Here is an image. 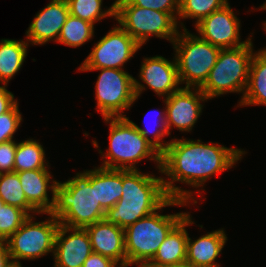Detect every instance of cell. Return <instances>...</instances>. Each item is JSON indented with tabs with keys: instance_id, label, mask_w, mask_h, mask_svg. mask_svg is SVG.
<instances>
[{
	"instance_id": "16",
	"label": "cell",
	"mask_w": 266,
	"mask_h": 267,
	"mask_svg": "<svg viewBox=\"0 0 266 267\" xmlns=\"http://www.w3.org/2000/svg\"><path fill=\"white\" fill-rule=\"evenodd\" d=\"M66 0H51L46 7L38 11L26 30V41L32 45H44L59 39L61 28L69 15Z\"/></svg>"
},
{
	"instance_id": "17",
	"label": "cell",
	"mask_w": 266,
	"mask_h": 267,
	"mask_svg": "<svg viewBox=\"0 0 266 267\" xmlns=\"http://www.w3.org/2000/svg\"><path fill=\"white\" fill-rule=\"evenodd\" d=\"M89 234L92 251L126 267L125 232L105 219L85 227Z\"/></svg>"
},
{
	"instance_id": "14",
	"label": "cell",
	"mask_w": 266,
	"mask_h": 267,
	"mask_svg": "<svg viewBox=\"0 0 266 267\" xmlns=\"http://www.w3.org/2000/svg\"><path fill=\"white\" fill-rule=\"evenodd\" d=\"M208 101L199 88L181 87L163 99L166 106V127L168 134L176 128L180 132H191L198 121L204 105Z\"/></svg>"
},
{
	"instance_id": "21",
	"label": "cell",
	"mask_w": 266,
	"mask_h": 267,
	"mask_svg": "<svg viewBox=\"0 0 266 267\" xmlns=\"http://www.w3.org/2000/svg\"><path fill=\"white\" fill-rule=\"evenodd\" d=\"M237 107L266 106V47L255 51L249 67L248 83Z\"/></svg>"
},
{
	"instance_id": "15",
	"label": "cell",
	"mask_w": 266,
	"mask_h": 267,
	"mask_svg": "<svg viewBox=\"0 0 266 267\" xmlns=\"http://www.w3.org/2000/svg\"><path fill=\"white\" fill-rule=\"evenodd\" d=\"M91 253V241L85 228L59 225L55 236L54 267H82Z\"/></svg>"
},
{
	"instance_id": "29",
	"label": "cell",
	"mask_w": 266,
	"mask_h": 267,
	"mask_svg": "<svg viewBox=\"0 0 266 267\" xmlns=\"http://www.w3.org/2000/svg\"><path fill=\"white\" fill-rule=\"evenodd\" d=\"M155 112H156V110L154 111V113ZM157 112L156 113L158 115L156 117L157 119L156 120L154 119L155 121H154V127H153L154 129L153 130H152V128L150 130V128H149L150 126L146 127V128L145 127L142 128V127H139L138 125H136V123H134L132 120H130V121L134 124V126L142 134V136L149 143H151L160 153H162L170 143V141L165 142L163 140L164 137H166L167 135L169 136L168 130L166 127V106L163 110H161V111L157 110ZM148 115H146V116H148ZM146 119H147V117H146ZM144 125H146V123ZM150 135L152 136L151 138H150Z\"/></svg>"
},
{
	"instance_id": "27",
	"label": "cell",
	"mask_w": 266,
	"mask_h": 267,
	"mask_svg": "<svg viewBox=\"0 0 266 267\" xmlns=\"http://www.w3.org/2000/svg\"><path fill=\"white\" fill-rule=\"evenodd\" d=\"M228 0H179L178 25L186 29L180 19L196 20L194 26L202 19L209 16L228 4ZM181 25V26H180Z\"/></svg>"
},
{
	"instance_id": "13",
	"label": "cell",
	"mask_w": 266,
	"mask_h": 267,
	"mask_svg": "<svg viewBox=\"0 0 266 267\" xmlns=\"http://www.w3.org/2000/svg\"><path fill=\"white\" fill-rule=\"evenodd\" d=\"M241 21L235 15L230 3L214 11L195 25L197 35L221 49L236 48L244 45L249 37L242 41Z\"/></svg>"
},
{
	"instance_id": "33",
	"label": "cell",
	"mask_w": 266,
	"mask_h": 267,
	"mask_svg": "<svg viewBox=\"0 0 266 267\" xmlns=\"http://www.w3.org/2000/svg\"><path fill=\"white\" fill-rule=\"evenodd\" d=\"M17 142L14 140L0 143V174L14 171V157Z\"/></svg>"
},
{
	"instance_id": "4",
	"label": "cell",
	"mask_w": 266,
	"mask_h": 267,
	"mask_svg": "<svg viewBox=\"0 0 266 267\" xmlns=\"http://www.w3.org/2000/svg\"><path fill=\"white\" fill-rule=\"evenodd\" d=\"M189 202L169 198L158 210L124 229L126 267H145L154 257L170 231L189 213L161 214L163 208L189 206Z\"/></svg>"
},
{
	"instance_id": "20",
	"label": "cell",
	"mask_w": 266,
	"mask_h": 267,
	"mask_svg": "<svg viewBox=\"0 0 266 267\" xmlns=\"http://www.w3.org/2000/svg\"><path fill=\"white\" fill-rule=\"evenodd\" d=\"M195 224L188 213L167 235L153 259L145 267H165L186 262L187 237L186 227Z\"/></svg>"
},
{
	"instance_id": "9",
	"label": "cell",
	"mask_w": 266,
	"mask_h": 267,
	"mask_svg": "<svg viewBox=\"0 0 266 267\" xmlns=\"http://www.w3.org/2000/svg\"><path fill=\"white\" fill-rule=\"evenodd\" d=\"M47 215L49 217L41 222L34 221L35 215L29 216L6 240L14 266H22L20 260L33 261L49 253L54 255L55 236L60 223L51 213Z\"/></svg>"
},
{
	"instance_id": "8",
	"label": "cell",
	"mask_w": 266,
	"mask_h": 267,
	"mask_svg": "<svg viewBox=\"0 0 266 267\" xmlns=\"http://www.w3.org/2000/svg\"><path fill=\"white\" fill-rule=\"evenodd\" d=\"M115 20L142 47L150 37L172 42L179 25L169 13L132 5L128 0L114 1Z\"/></svg>"
},
{
	"instance_id": "37",
	"label": "cell",
	"mask_w": 266,
	"mask_h": 267,
	"mask_svg": "<svg viewBox=\"0 0 266 267\" xmlns=\"http://www.w3.org/2000/svg\"><path fill=\"white\" fill-rule=\"evenodd\" d=\"M165 267H192V266L190 264H188L187 262H184V263H181V264L165 266Z\"/></svg>"
},
{
	"instance_id": "31",
	"label": "cell",
	"mask_w": 266,
	"mask_h": 267,
	"mask_svg": "<svg viewBox=\"0 0 266 267\" xmlns=\"http://www.w3.org/2000/svg\"><path fill=\"white\" fill-rule=\"evenodd\" d=\"M18 104L17 102L9 111L0 114V143L14 140V134L21 126L23 117Z\"/></svg>"
},
{
	"instance_id": "23",
	"label": "cell",
	"mask_w": 266,
	"mask_h": 267,
	"mask_svg": "<svg viewBox=\"0 0 266 267\" xmlns=\"http://www.w3.org/2000/svg\"><path fill=\"white\" fill-rule=\"evenodd\" d=\"M123 189V170L96 167L97 203L107 211L121 198Z\"/></svg>"
},
{
	"instance_id": "28",
	"label": "cell",
	"mask_w": 266,
	"mask_h": 267,
	"mask_svg": "<svg viewBox=\"0 0 266 267\" xmlns=\"http://www.w3.org/2000/svg\"><path fill=\"white\" fill-rule=\"evenodd\" d=\"M69 13L91 24L100 22L102 19L112 17L115 19V3L107 9H102L103 0H66Z\"/></svg>"
},
{
	"instance_id": "10",
	"label": "cell",
	"mask_w": 266,
	"mask_h": 267,
	"mask_svg": "<svg viewBox=\"0 0 266 267\" xmlns=\"http://www.w3.org/2000/svg\"><path fill=\"white\" fill-rule=\"evenodd\" d=\"M80 72L100 71L95 84L96 111L103 118L126 117L138 98L134 91V77L123 69H78Z\"/></svg>"
},
{
	"instance_id": "12",
	"label": "cell",
	"mask_w": 266,
	"mask_h": 267,
	"mask_svg": "<svg viewBox=\"0 0 266 267\" xmlns=\"http://www.w3.org/2000/svg\"><path fill=\"white\" fill-rule=\"evenodd\" d=\"M142 60L138 77L146 86L134 78V91L137 98L148 87L163 99L182 87L178 78L175 56L172 60L161 55L145 57Z\"/></svg>"
},
{
	"instance_id": "7",
	"label": "cell",
	"mask_w": 266,
	"mask_h": 267,
	"mask_svg": "<svg viewBox=\"0 0 266 267\" xmlns=\"http://www.w3.org/2000/svg\"><path fill=\"white\" fill-rule=\"evenodd\" d=\"M172 42L178 78L183 87L200 88L215 65L221 48L181 29Z\"/></svg>"
},
{
	"instance_id": "6",
	"label": "cell",
	"mask_w": 266,
	"mask_h": 267,
	"mask_svg": "<svg viewBox=\"0 0 266 267\" xmlns=\"http://www.w3.org/2000/svg\"><path fill=\"white\" fill-rule=\"evenodd\" d=\"M252 38L236 48L221 49L207 80L199 88L208 100L229 93H245L254 54Z\"/></svg>"
},
{
	"instance_id": "2",
	"label": "cell",
	"mask_w": 266,
	"mask_h": 267,
	"mask_svg": "<svg viewBox=\"0 0 266 267\" xmlns=\"http://www.w3.org/2000/svg\"><path fill=\"white\" fill-rule=\"evenodd\" d=\"M50 213L70 228H85L103 220L106 211L97 203L96 167L78 172L67 181H59Z\"/></svg>"
},
{
	"instance_id": "19",
	"label": "cell",
	"mask_w": 266,
	"mask_h": 267,
	"mask_svg": "<svg viewBox=\"0 0 266 267\" xmlns=\"http://www.w3.org/2000/svg\"><path fill=\"white\" fill-rule=\"evenodd\" d=\"M227 240L223 228L207 232L194 240L188 233L186 262L192 267H222L216 260L221 256Z\"/></svg>"
},
{
	"instance_id": "18",
	"label": "cell",
	"mask_w": 266,
	"mask_h": 267,
	"mask_svg": "<svg viewBox=\"0 0 266 267\" xmlns=\"http://www.w3.org/2000/svg\"><path fill=\"white\" fill-rule=\"evenodd\" d=\"M16 173L28 203L39 215L50 213L54 206L55 187L59 182L52 179L51 171L49 169H35ZM48 190L51 191V198H49L48 193L50 191Z\"/></svg>"
},
{
	"instance_id": "24",
	"label": "cell",
	"mask_w": 266,
	"mask_h": 267,
	"mask_svg": "<svg viewBox=\"0 0 266 267\" xmlns=\"http://www.w3.org/2000/svg\"><path fill=\"white\" fill-rule=\"evenodd\" d=\"M45 147L33 138L17 142L14 157V172L35 169H51L45 157Z\"/></svg>"
},
{
	"instance_id": "25",
	"label": "cell",
	"mask_w": 266,
	"mask_h": 267,
	"mask_svg": "<svg viewBox=\"0 0 266 267\" xmlns=\"http://www.w3.org/2000/svg\"><path fill=\"white\" fill-rule=\"evenodd\" d=\"M94 26L88 21L69 14L61 28L57 43L74 48L82 46L93 39Z\"/></svg>"
},
{
	"instance_id": "40",
	"label": "cell",
	"mask_w": 266,
	"mask_h": 267,
	"mask_svg": "<svg viewBox=\"0 0 266 267\" xmlns=\"http://www.w3.org/2000/svg\"><path fill=\"white\" fill-rule=\"evenodd\" d=\"M262 25H263L264 30L266 31V21Z\"/></svg>"
},
{
	"instance_id": "38",
	"label": "cell",
	"mask_w": 266,
	"mask_h": 267,
	"mask_svg": "<svg viewBox=\"0 0 266 267\" xmlns=\"http://www.w3.org/2000/svg\"><path fill=\"white\" fill-rule=\"evenodd\" d=\"M256 10H258V11H259V10H260V11H261V10H266V2H265L263 5H261L260 8H258V9L256 8Z\"/></svg>"
},
{
	"instance_id": "36",
	"label": "cell",
	"mask_w": 266,
	"mask_h": 267,
	"mask_svg": "<svg viewBox=\"0 0 266 267\" xmlns=\"http://www.w3.org/2000/svg\"><path fill=\"white\" fill-rule=\"evenodd\" d=\"M0 267H14L5 241H0Z\"/></svg>"
},
{
	"instance_id": "22",
	"label": "cell",
	"mask_w": 266,
	"mask_h": 267,
	"mask_svg": "<svg viewBox=\"0 0 266 267\" xmlns=\"http://www.w3.org/2000/svg\"><path fill=\"white\" fill-rule=\"evenodd\" d=\"M29 43L23 39H0V84L8 85L27 56Z\"/></svg>"
},
{
	"instance_id": "35",
	"label": "cell",
	"mask_w": 266,
	"mask_h": 267,
	"mask_svg": "<svg viewBox=\"0 0 266 267\" xmlns=\"http://www.w3.org/2000/svg\"><path fill=\"white\" fill-rule=\"evenodd\" d=\"M7 85H0V114L9 111L17 102L12 92L7 90Z\"/></svg>"
},
{
	"instance_id": "3",
	"label": "cell",
	"mask_w": 266,
	"mask_h": 267,
	"mask_svg": "<svg viewBox=\"0 0 266 267\" xmlns=\"http://www.w3.org/2000/svg\"><path fill=\"white\" fill-rule=\"evenodd\" d=\"M120 200L105 213L104 219L126 229L137 220L158 210L170 197L162 177L138 170H123Z\"/></svg>"
},
{
	"instance_id": "39",
	"label": "cell",
	"mask_w": 266,
	"mask_h": 267,
	"mask_svg": "<svg viewBox=\"0 0 266 267\" xmlns=\"http://www.w3.org/2000/svg\"><path fill=\"white\" fill-rule=\"evenodd\" d=\"M5 205L4 201L0 198V209Z\"/></svg>"
},
{
	"instance_id": "34",
	"label": "cell",
	"mask_w": 266,
	"mask_h": 267,
	"mask_svg": "<svg viewBox=\"0 0 266 267\" xmlns=\"http://www.w3.org/2000/svg\"><path fill=\"white\" fill-rule=\"evenodd\" d=\"M119 267V265L112 259L101 254L91 253L85 260L82 267Z\"/></svg>"
},
{
	"instance_id": "30",
	"label": "cell",
	"mask_w": 266,
	"mask_h": 267,
	"mask_svg": "<svg viewBox=\"0 0 266 267\" xmlns=\"http://www.w3.org/2000/svg\"><path fill=\"white\" fill-rule=\"evenodd\" d=\"M29 215L22 209L5 204L0 209V241H5L14 234Z\"/></svg>"
},
{
	"instance_id": "32",
	"label": "cell",
	"mask_w": 266,
	"mask_h": 267,
	"mask_svg": "<svg viewBox=\"0 0 266 267\" xmlns=\"http://www.w3.org/2000/svg\"><path fill=\"white\" fill-rule=\"evenodd\" d=\"M132 5L171 14L178 22L179 0H128Z\"/></svg>"
},
{
	"instance_id": "26",
	"label": "cell",
	"mask_w": 266,
	"mask_h": 267,
	"mask_svg": "<svg viewBox=\"0 0 266 267\" xmlns=\"http://www.w3.org/2000/svg\"><path fill=\"white\" fill-rule=\"evenodd\" d=\"M0 198L5 204L24 210L29 216L39 214L26 200L16 172L0 174Z\"/></svg>"
},
{
	"instance_id": "11",
	"label": "cell",
	"mask_w": 266,
	"mask_h": 267,
	"mask_svg": "<svg viewBox=\"0 0 266 267\" xmlns=\"http://www.w3.org/2000/svg\"><path fill=\"white\" fill-rule=\"evenodd\" d=\"M141 46L118 24L96 42L78 69H124Z\"/></svg>"
},
{
	"instance_id": "5",
	"label": "cell",
	"mask_w": 266,
	"mask_h": 267,
	"mask_svg": "<svg viewBox=\"0 0 266 267\" xmlns=\"http://www.w3.org/2000/svg\"><path fill=\"white\" fill-rule=\"evenodd\" d=\"M104 122L109 124V148L106 153L98 149L103 160L100 167L138 170L136 164L146 159L156 162L160 170L161 153L142 136L129 117H106Z\"/></svg>"
},
{
	"instance_id": "1",
	"label": "cell",
	"mask_w": 266,
	"mask_h": 267,
	"mask_svg": "<svg viewBox=\"0 0 266 267\" xmlns=\"http://www.w3.org/2000/svg\"><path fill=\"white\" fill-rule=\"evenodd\" d=\"M247 154L244 149L225 147L219 143H204L200 139L187 138L170 140L167 148L161 153L159 172L164 189L170 198L197 204L195 192L176 186V182L203 189L206 181L214 175L229 170ZM168 180H166V179ZM170 179V180H169Z\"/></svg>"
}]
</instances>
